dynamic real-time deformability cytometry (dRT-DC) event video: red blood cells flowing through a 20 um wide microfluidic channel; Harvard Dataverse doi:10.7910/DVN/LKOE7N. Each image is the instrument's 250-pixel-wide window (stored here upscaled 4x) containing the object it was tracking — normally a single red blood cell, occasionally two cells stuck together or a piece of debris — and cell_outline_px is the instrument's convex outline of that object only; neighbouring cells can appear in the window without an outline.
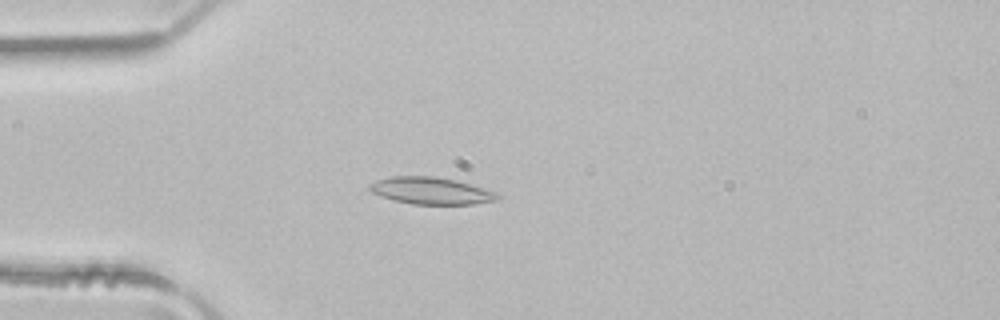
{"species": "common noctule bat (a hibernating species)", "species_latin": "Nyctalus noctula", "temperature_condition": "room temperature", "stored_images_in_passage": 2, "camera_frame_rate_fps": 3000, "um_per_image_px": 0.085, "animal": {"sex": "male", "body_mass_g": 21.5, "forearm_length_mm": 52.0}, "frame": {"image": 1, "passage_image": 2, "time_ms": 0.333, "image_size_px": [1000, 320], "cell_outline_px": [[500, 196], [496, 200], [472, 204], [412, 204], [396, 200], [372, 192], [368, 188], [368, 184], [376, 180], [392, 176], [432, 176], [456, 180], [500, 192]], "centroid_in_image_um": [36.68, 16.2], "position_along_channel_um": 48.3, "area_um2": 20.06}}